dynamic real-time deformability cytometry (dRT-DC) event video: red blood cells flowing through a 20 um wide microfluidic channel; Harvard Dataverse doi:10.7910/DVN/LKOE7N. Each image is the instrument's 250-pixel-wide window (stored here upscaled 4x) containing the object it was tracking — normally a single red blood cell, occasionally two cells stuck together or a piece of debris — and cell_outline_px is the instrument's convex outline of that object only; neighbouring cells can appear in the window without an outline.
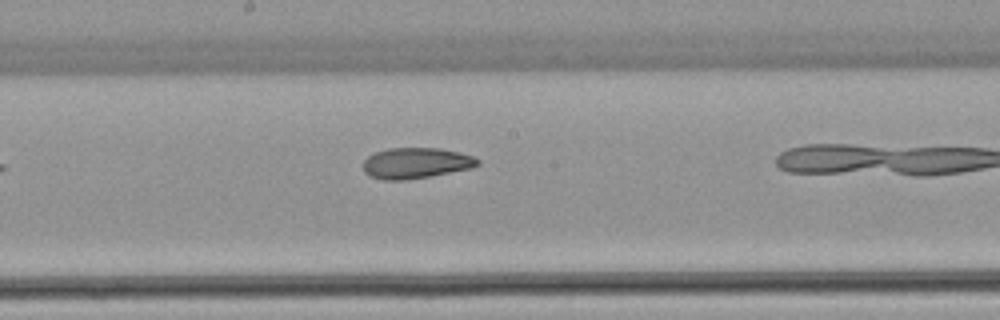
{"species": "common noctule bat (a hibernating species)", "species_latin": "Nyctalus noctula", "temperature_condition": "warm", "stored_images_in_passage": 12, "camera_frame_rate_fps": 3000, "um_per_image_px": 0.085, "animal": {"sex": "female", "body_mass_g": 22.7, "forearm_length_mm": 54.2}, "frame": {"image": 1, "passage_image": 6, "time_ms": 1.667, "image_size_px": [1000, 320], "cell_outline_px": [[480, 164], [472, 168], [428, 176], [404, 180], [384, 180], [368, 176], [364, 172], [364, 160], [368, 156], [376, 152], [388, 148], [440, 148], [460, 152], [472, 156], [480, 160]], "centroid_in_image_um": [35.35, 13.86], "position_along_channel_um": 212.8, "area_um2": 20.52}}